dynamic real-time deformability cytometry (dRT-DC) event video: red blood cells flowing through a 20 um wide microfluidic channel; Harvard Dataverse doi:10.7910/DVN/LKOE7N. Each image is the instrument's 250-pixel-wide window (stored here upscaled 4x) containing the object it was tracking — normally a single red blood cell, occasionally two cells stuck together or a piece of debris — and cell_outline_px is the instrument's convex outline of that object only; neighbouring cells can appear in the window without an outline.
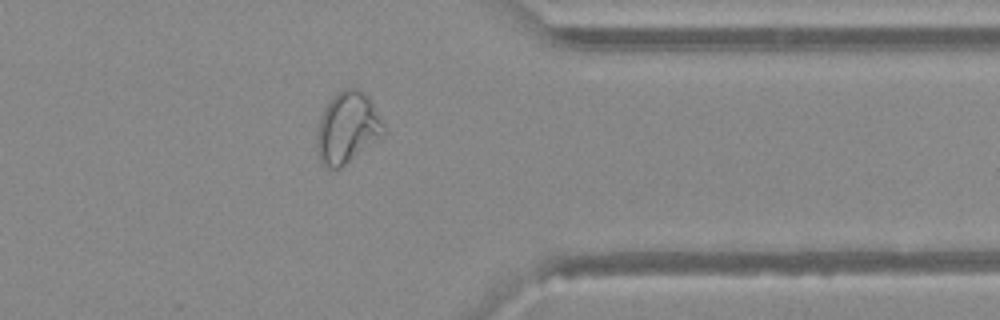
{"species": "Egyptian fruit bat (a non-hibernating species)", "species_latin": "Rousettus aegyptiacus", "temperature_condition": "warm", "stored_images_in_passage": 32, "camera_frame_rate_fps": 3000, "um_per_image_px": 0.085, "animal": {"sex": "female"}, "frame": {"image": 1, "passage_image": 28, "time_ms": 9.0, "image_size_px": [1000, 320], "cell_outline_px": [[384, 136], [340, 168], [328, 168], [320, 160], [316, 148], [316, 132], [320, 116], [328, 100], [336, 92], [344, 88], [360, 88], [372, 100], [384, 128]], "centroid_in_image_um": [29.51, 10.83], "position_along_channel_um": 381.9, "area_um2": 28.03}}